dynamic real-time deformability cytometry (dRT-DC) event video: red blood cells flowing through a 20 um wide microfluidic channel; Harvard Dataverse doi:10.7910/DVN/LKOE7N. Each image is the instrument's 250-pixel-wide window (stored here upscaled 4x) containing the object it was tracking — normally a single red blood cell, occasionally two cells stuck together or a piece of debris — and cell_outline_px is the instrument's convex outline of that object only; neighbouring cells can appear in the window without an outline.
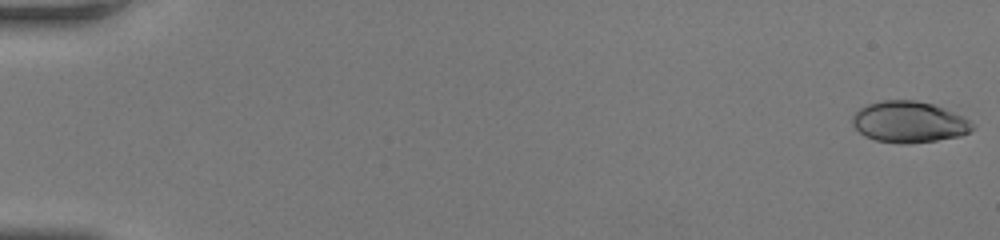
{"species": "human", "species_latin": "Homo sapiens", "temperature_condition": "room temperature", "stored_images_in_passage": 51, "camera_frame_rate_fps": 3000, "um_per_image_px": 0.085, "donor": {"sex": "female"}, "frame": {"image": 1, "passage_image": 1, "time_ms": 0.0, "image_size_px": [1000, 240], "cell_outline_px": [[976, 128], [960, 136], [936, 140], [908, 144], [900, 144], [876, 140], [864, 136], [852, 124], [852, 116], [860, 108], [868, 104], [880, 100], [916, 100], [936, 104], [964, 116], [976, 124]], "centroid_in_image_um": [77.31, 10.36], "position_along_channel_um": 7.7, "area_um2": 29.25}}
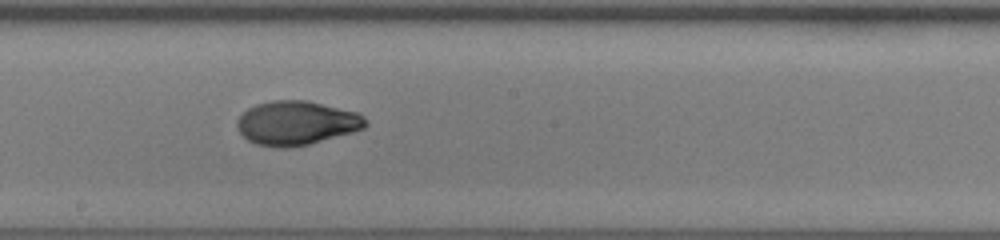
{"frame": {"image": 2, "passage_image": 30, "time_ms": 9.667, "image_size_px": [1000, 240], "cell_outline_px": [[368, 124], [364, 128], [352, 132], [308, 144], [288, 148], [280, 148], [256, 144], [248, 140], [240, 132], [236, 124], [236, 120], [248, 108], [256, 104], [272, 100], [304, 100], [356, 112], [364, 116], [368, 120]], "centroid_in_image_um": [25.19, 10.45], "position_along_channel_um": 223.0, "area_um2": 32.77}}
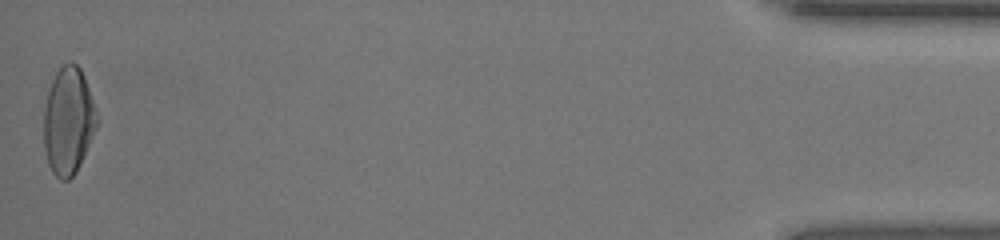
{"frame": {"image": 3, "passage_image": 51, "time_ms": 16.667, "image_size_px": [1000, 240], "cell_outline_px": [[100, 120], [80, 164], [76, 172], [68, 180], [60, 180], [52, 172], [48, 164], [44, 148], [44, 108], [48, 92], [52, 80], [56, 72], [64, 64], [72, 60], [80, 68], [84, 76], [96, 108]], "centroid_in_image_um": [5.82, 10.27], "position_along_channel_um": 429.4, "area_um2": 33.35}, "authors_computed_cell_mechanics": {"area_um2": 32.079, "velocity_mm_per_s": 4.2308, "shape_relaxation_time_tau1_ms": 7.616, "shape_relaxation_time_tau2_ms": 1.1278, "deformation_change_tau1": 0.2818, "deformation_change_tau2": 0.0532}}